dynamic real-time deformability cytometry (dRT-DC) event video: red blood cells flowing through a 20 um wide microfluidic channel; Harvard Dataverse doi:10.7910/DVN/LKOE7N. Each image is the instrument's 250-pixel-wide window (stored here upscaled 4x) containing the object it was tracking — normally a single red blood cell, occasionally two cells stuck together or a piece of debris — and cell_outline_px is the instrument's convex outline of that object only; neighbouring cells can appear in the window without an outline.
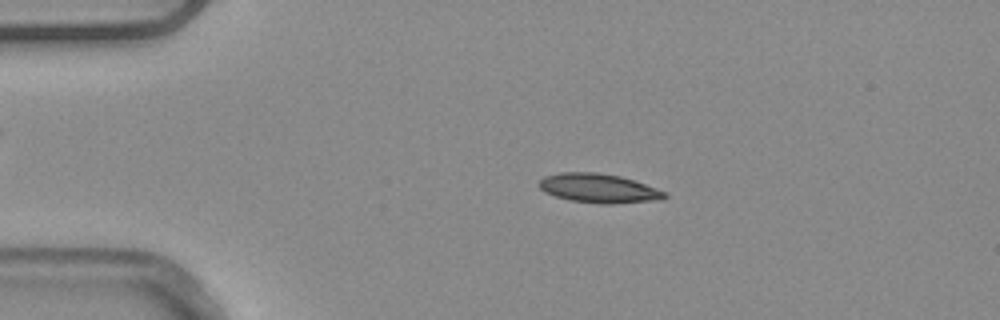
{"species": "common noctule bat (a hibernating species)", "species_latin": "Nyctalus noctula", "temperature_condition": "warm", "stored_images_in_passage": 2, "camera_frame_rate_fps": 3000, "um_per_image_px": 0.085, "animal": {"sex": "male", "body_mass_g": 20.4}, "frame": {"image": 1, "passage_image": 1, "time_ms": 0.0, "image_size_px": [1000, 320], "cell_outline_px": [[668, 196], [664, 200], [612, 204], [600, 204], [568, 200], [544, 192], [540, 188], [540, 180], [544, 176], [560, 172], [596, 172], [620, 176], [668, 192]], "centroid_in_image_um": [50.93, 16.01], "position_along_channel_um": 34.1, "area_um2": 21.5}}